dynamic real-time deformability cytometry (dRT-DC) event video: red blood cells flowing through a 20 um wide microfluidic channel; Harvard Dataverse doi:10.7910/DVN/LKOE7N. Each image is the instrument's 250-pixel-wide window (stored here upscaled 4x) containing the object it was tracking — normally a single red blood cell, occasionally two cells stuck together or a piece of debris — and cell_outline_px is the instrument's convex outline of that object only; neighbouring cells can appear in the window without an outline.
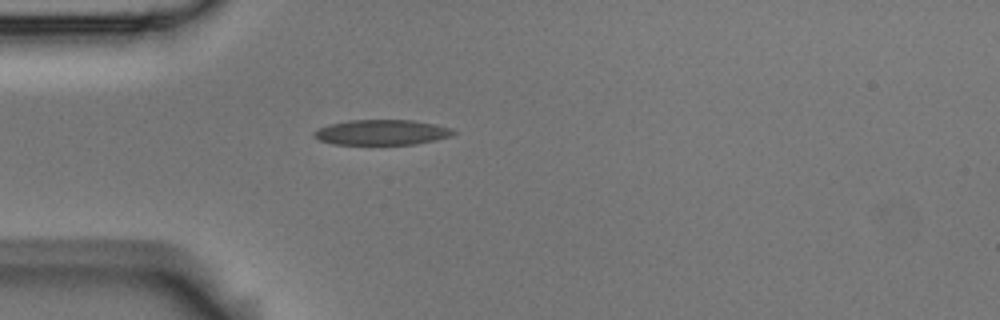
{"species": "Egyptian fruit bat (a non-hibernating species)", "species_latin": "Rousettus aegyptiacus", "temperature_condition": "room temperature", "stored_images_in_passage": 1, "camera_frame_rate_fps": 3000, "um_per_image_px": 0.085, "animal": {"sex": "male"}, "frame": {"image": 1, "passage_image": 1, "time_ms": 0.0, "image_size_px": [1000, 320], "cell_outline_px": [[456, 132], [452, 136], [436, 140], [416, 144], [332, 144], [320, 140], [312, 136], [312, 132], [320, 128], [332, 124], [348, 120], [412, 120], [436, 124], [452, 128]], "centroid_in_image_um": [32.48, 11.25], "position_along_channel_um": 52.5, "area_um2": 20.52}}